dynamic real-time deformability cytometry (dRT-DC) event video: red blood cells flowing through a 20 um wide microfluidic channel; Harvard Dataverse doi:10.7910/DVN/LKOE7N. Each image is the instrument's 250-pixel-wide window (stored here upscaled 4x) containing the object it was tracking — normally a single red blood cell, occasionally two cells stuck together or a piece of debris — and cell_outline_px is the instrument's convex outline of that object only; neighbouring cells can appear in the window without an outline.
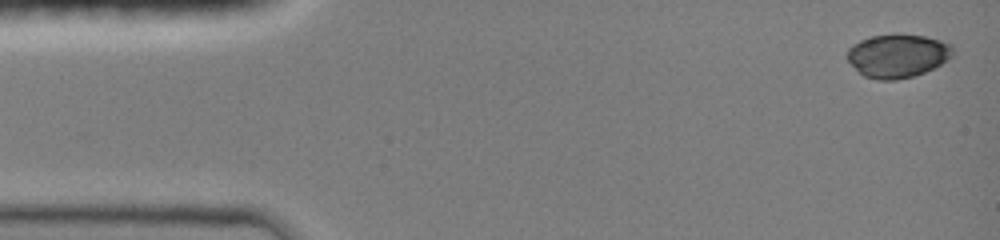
{"species": "common noctule bat (a hibernating species)", "species_latin": "Nyctalus noctula", "temperature_condition": "room temperature", "stored_images_in_passage": 5, "camera_frame_rate_fps": 3000, "um_per_image_px": 0.085, "animal": {"sex": "female", "body_mass_g": 19.0, "forearm_length_mm": 51.5}, "frame": {"image": 1, "passage_image": 1, "time_ms": 0.0, "image_size_px": [1000, 240], "cell_outline_px": [[952, 56], [940, 64], [924, 72], [912, 76], [896, 80], [880, 80], [864, 76], [848, 60], [848, 48], [852, 44], [860, 40], [872, 36], [896, 32], [924, 36], [940, 40], [952, 44]], "centroid_in_image_um": [76.29, 4.71], "position_along_channel_um": 8.7, "area_um2": 26.76}}
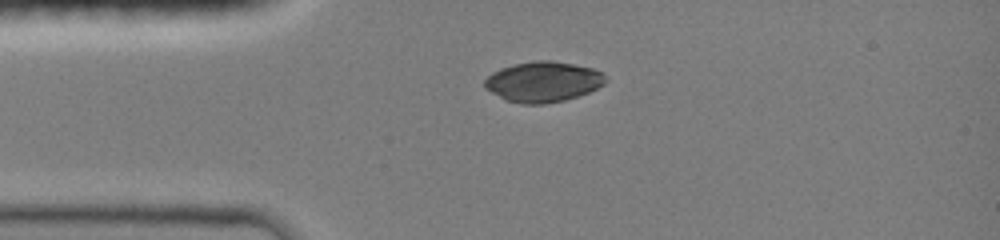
{"frame": {"image": 2, "passage_image": 4, "time_ms": 3.0, "image_size_px": [1000, 240], "cell_outline_px": [[608, 80], [604, 84], [588, 92], [564, 100], [544, 104], [520, 104], [504, 100], [484, 88], [484, 80], [492, 72], [500, 68], [516, 64], [536, 60], [552, 60], [592, 68], [604, 72]], "centroid_in_image_um": [46.15, 6.95], "position_along_channel_um": 38.8, "area_um2": 28.61}}